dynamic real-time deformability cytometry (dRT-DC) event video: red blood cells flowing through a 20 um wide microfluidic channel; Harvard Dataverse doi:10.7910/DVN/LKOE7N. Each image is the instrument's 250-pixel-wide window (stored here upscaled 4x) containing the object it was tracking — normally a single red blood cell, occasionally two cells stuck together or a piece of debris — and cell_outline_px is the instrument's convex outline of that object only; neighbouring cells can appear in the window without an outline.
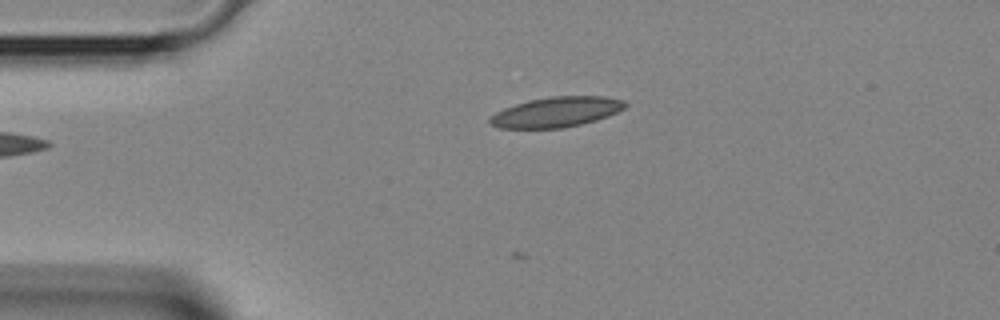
{"species": "Egyptian fruit bat (a non-hibernating species)", "species_latin": "Rousettus aegyptiacus", "temperature_condition": "room temperature", "stored_images_in_passage": 35, "camera_frame_rate_fps": 3000, "um_per_image_px": 0.085, "animal": {"sex": "female"}, "frame": {"image": 1, "passage_image": 1, "time_ms": 0.0, "image_size_px": [1000, 320], "cell_outline_px": [[628, 104], [624, 108], [608, 116], [596, 120], [564, 128], [500, 128], [488, 124], [488, 116], [504, 108], [528, 100], [552, 96], [604, 96], [624, 100]], "centroid_in_image_um": [47.26, 9.52], "position_along_channel_um": 37.7, "area_um2": 23.87}}
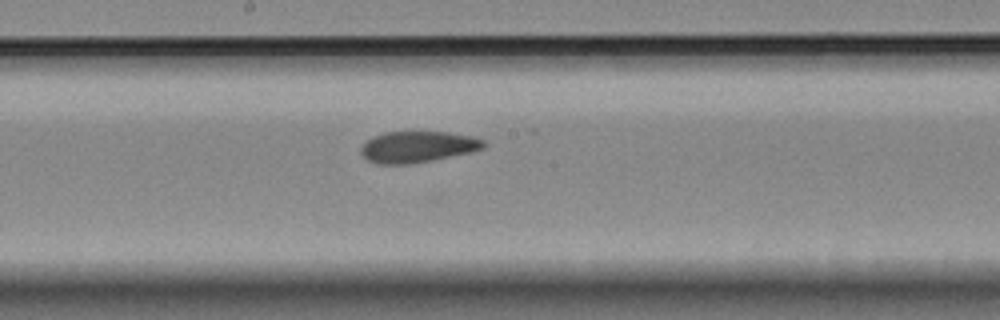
{"frame": {"image": 2, "passage_image": 14, "time_ms": 4.333, "image_size_px": [1000, 320], "cell_outline_px": [[484, 148], [472, 152], [432, 160], [408, 164], [376, 164], [368, 160], [360, 152], [360, 148], [372, 136], [384, 132], [448, 132], [472, 136], [484, 140]], "centroid_in_image_um": [35.49, 12.48], "position_along_channel_um": 212.7, "area_um2": 22.31}}
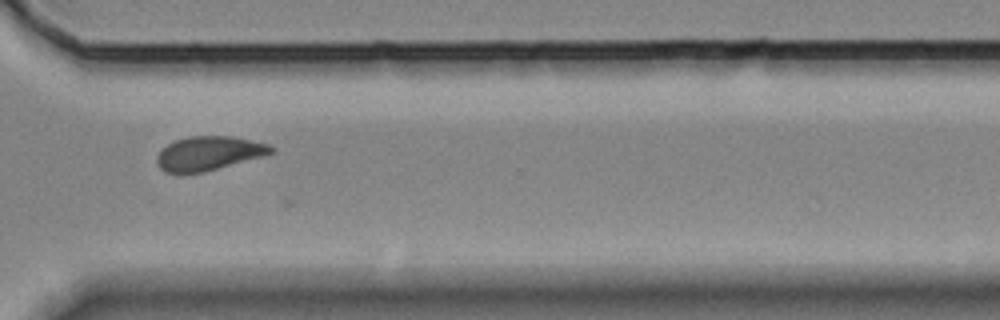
{"frame": {"image": 3, "passage_image": 23, "time_ms": 7.333, "image_size_px": [1000, 320], "cell_outline_px": [[276, 152], [264, 156], [204, 172], [180, 176], [164, 172], [156, 164], [156, 156], [168, 144], [176, 140], [188, 136], [232, 136], [268, 144], [276, 148]], "centroid_in_image_um": [17.72, 13.07], "position_along_channel_um": 352.9, "area_um2": 23.18}}